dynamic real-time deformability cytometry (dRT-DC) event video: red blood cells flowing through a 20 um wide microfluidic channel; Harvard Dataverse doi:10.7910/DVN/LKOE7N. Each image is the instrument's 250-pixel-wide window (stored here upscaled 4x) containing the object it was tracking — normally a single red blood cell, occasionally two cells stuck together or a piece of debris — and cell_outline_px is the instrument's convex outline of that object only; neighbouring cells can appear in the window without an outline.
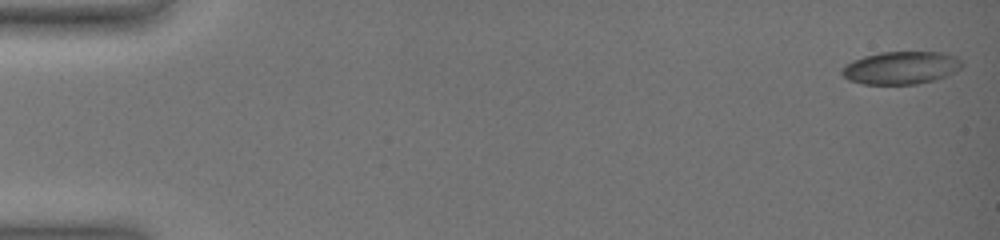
{"species": "common noctule bat (a hibernating species)", "species_latin": "Nyctalus noctula", "temperature_condition": "warm", "stored_images_in_passage": 14, "camera_frame_rate_fps": 3000, "um_per_image_px": 0.085, "animal": {"sex": "female", "body_mass_g": 19.0, "forearm_length_mm": 51.5}, "frame": {"image": 1, "passage_image": 1, "time_ms": 0.0, "image_size_px": [1000, 240], "cell_outline_px": [[964, 64], [960, 68], [936, 80], [916, 84], [864, 84], [848, 80], [840, 72], [852, 60], [864, 56], [880, 52], [940, 52], [956, 56]], "centroid_in_image_um": [76.58, 5.76], "position_along_channel_um": 8.4, "area_um2": 22.77}}
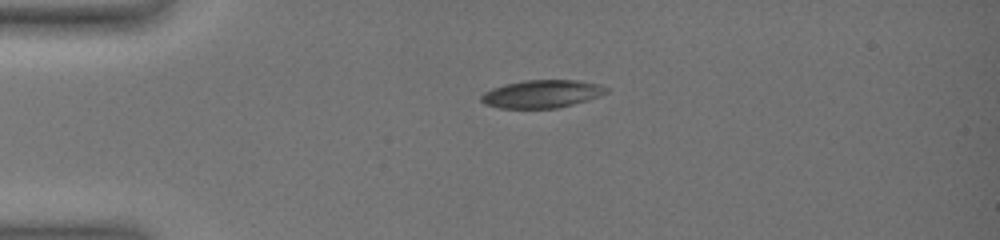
{"frame": {"image": 2, "passage_image": 8, "time_ms": 4.333, "image_size_px": [1000, 240], "cell_outline_px": [[608, 92], [600, 96], [588, 100], [556, 108], [500, 108], [484, 104], [480, 100], [480, 96], [484, 92], [492, 88], [504, 84], [524, 80], [580, 80], [600, 84], [608, 88]], "centroid_in_image_um": [46.06, 7.97], "position_along_channel_um": 38.9, "area_um2": 20.46}}
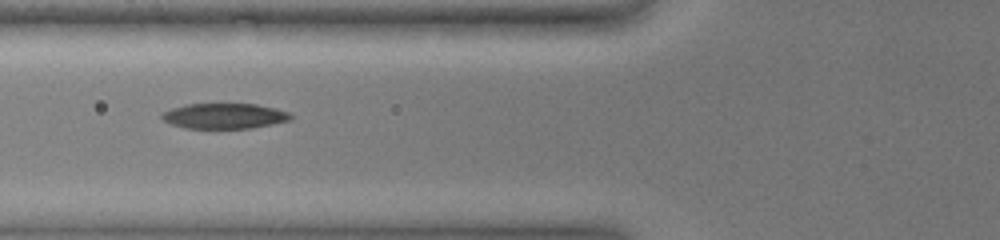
{"frame": {"image": 3, "passage_image": 13, "time_ms": 7.333, "image_size_px": [1000, 240], "cell_outline_px": [[292, 120], [252, 128], [184, 128], [172, 124], [164, 120], [160, 116], [164, 112], [172, 108], [184, 104], [256, 104], [276, 108], [288, 112], [292, 116]], "centroid_in_image_um": [19.09, 9.86], "position_along_channel_um": 106.7, "area_um2": 19.02}}